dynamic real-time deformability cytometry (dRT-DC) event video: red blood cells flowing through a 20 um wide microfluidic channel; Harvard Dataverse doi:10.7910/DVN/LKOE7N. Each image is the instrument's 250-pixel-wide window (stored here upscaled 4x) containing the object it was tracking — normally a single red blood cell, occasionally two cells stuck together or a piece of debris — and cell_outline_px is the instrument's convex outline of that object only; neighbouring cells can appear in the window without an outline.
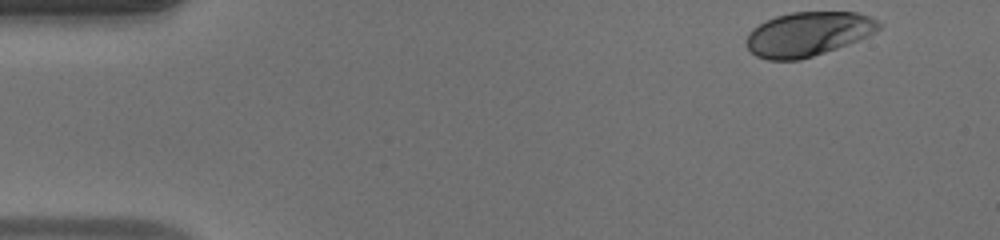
{"species": "human", "species_latin": "Homo sapiens", "temperature_condition": "warm", "stored_images_in_passage": 39, "camera_frame_rate_fps": 3000, "um_per_image_px": 0.085, "donor": {"sex": "male"}, "frame": {"image": 1, "passage_image": 1, "time_ms": 0.0, "image_size_px": [1000, 240], "cell_outline_px": [[880, 28], [856, 40], [836, 48], [800, 60], [768, 60], [756, 56], [748, 48], [748, 32], [752, 28], [776, 16], [792, 12], [856, 12], [868, 16], [876, 20], [880, 24]], "centroid_in_image_um": [68.64, 2.89], "position_along_channel_um": 16.4, "area_um2": 33.47}}
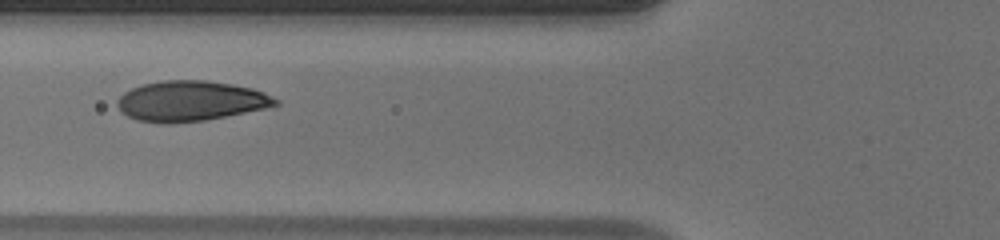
{"frame": {"image": 2, "passage_image": 16, "time_ms": 5.0, "image_size_px": [1000, 240], "cell_outline_px": [[280, 104], [264, 108], [204, 120], [172, 124], [160, 124], [136, 120], [120, 112], [116, 104], [116, 100], [124, 92], [132, 88], [144, 84], [164, 80], [204, 80], [232, 84], [252, 88], [264, 92], [280, 100]], "centroid_in_image_um": [16.16, 8.59], "position_along_channel_um": 109.6, "area_um2": 37.22}}
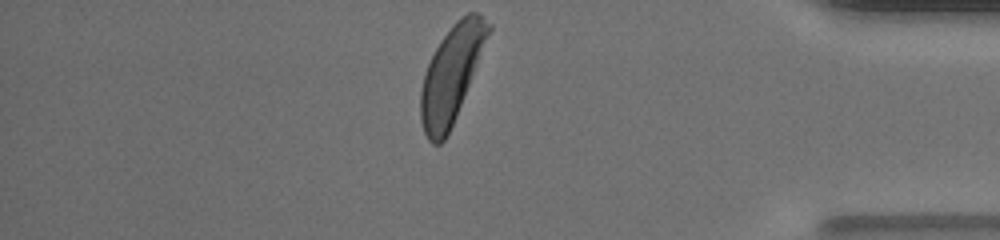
{"frame": {"image": 3, "passage_image": 39, "time_ms": 12.667, "image_size_px": [1000, 240], "cell_outline_px": [[492, 28], [456, 116], [444, 140], [440, 144], [432, 144], [428, 140], [424, 132], [420, 120], [420, 92], [424, 76], [428, 64], [440, 40], [452, 24], [456, 20], [468, 12], [476, 12], [492, 24]], "centroid_in_image_um": [38.36, 6.3], "position_along_channel_um": 396.8, "area_um2": 37.4}, "authors_computed_cell_mechanics": {"area_um2": 36.3562, "velocity_mm_per_s": 4.1562, "shape_relaxation_time_tau1_ms": 1.9952, "shape_relaxation_time_tau2_ms": null, "deformation_change_tau1": 0.1494, "deformation_change_tau2": null}}